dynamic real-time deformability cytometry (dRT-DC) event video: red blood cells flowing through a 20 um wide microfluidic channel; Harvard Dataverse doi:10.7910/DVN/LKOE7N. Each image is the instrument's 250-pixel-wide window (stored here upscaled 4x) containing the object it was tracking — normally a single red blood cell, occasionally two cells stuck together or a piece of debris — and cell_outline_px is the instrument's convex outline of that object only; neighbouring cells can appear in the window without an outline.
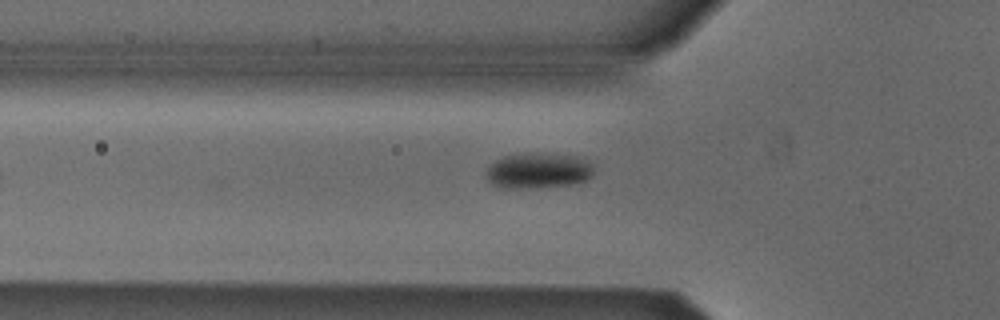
{"species": "Egyptian fruit bat (a non-hibernating species)", "species_latin": "Rousettus aegyptiacus", "temperature_condition": "cold", "stored_images_in_passage": 3, "camera_frame_rate_fps": 3000, "um_per_image_px": 0.085, "animal": {"sex": "male"}, "frame": {"image": 1, "passage_image": 3, "time_ms": 0.667, "image_size_px": [1000, 320], "cell_outline_px": [[592, 176], [588, 180], [572, 184], [512, 188], [504, 188], [492, 184], [488, 180], [488, 168], [496, 160], [504, 156], [524, 152], [584, 156], [592, 164]], "centroid_in_image_um": [45.81, 14.47], "position_along_channel_um": 80.0, "area_um2": 22.2}}